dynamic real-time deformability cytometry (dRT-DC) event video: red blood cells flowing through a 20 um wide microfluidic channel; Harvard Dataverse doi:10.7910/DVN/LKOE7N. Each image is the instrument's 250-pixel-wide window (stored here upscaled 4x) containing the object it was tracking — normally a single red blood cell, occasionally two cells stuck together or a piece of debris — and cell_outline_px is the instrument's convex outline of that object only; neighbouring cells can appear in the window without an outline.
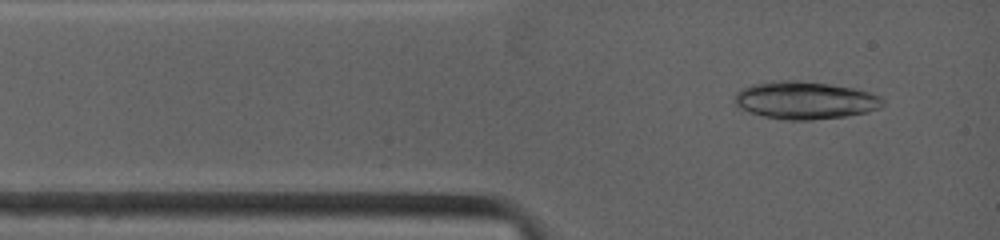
{"species": "common noctule bat (a hibernating species)", "species_latin": "Nyctalus noctula", "temperature_condition": "warm", "stored_images_in_passage": 1, "camera_frame_rate_fps": 4500, "um_per_image_px": 0.085, "animal": {"sex": "female", "body_mass_g": 19.0, "forearm_length_mm": 53.3}, "frame": {"image": 1, "passage_image": 1, "time_ms": 0.0, "image_size_px": [1000, 240], "cell_outline_px": [[884, 104], [880, 108], [868, 112], [844, 116], [812, 120], [784, 120], [764, 116], [748, 112], [736, 108], [736, 92], [752, 84], [780, 80], [796, 80], [828, 84], [852, 88], [868, 92], [880, 96], [884, 100]], "centroid_in_image_um": [68.42, 8.53], "position_along_channel_um": 16.6, "area_um2": 32.43}}